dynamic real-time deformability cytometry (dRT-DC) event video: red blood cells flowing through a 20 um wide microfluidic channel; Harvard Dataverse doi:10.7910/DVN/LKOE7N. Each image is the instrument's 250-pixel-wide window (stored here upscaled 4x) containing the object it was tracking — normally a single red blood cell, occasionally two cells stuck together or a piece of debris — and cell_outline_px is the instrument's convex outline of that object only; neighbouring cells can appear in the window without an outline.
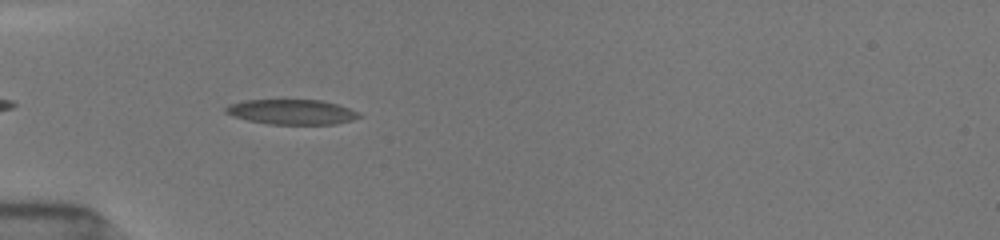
{"species": "common noctule bat (a hibernating species)", "species_latin": "Nyctalus noctula", "temperature_condition": "room temperature", "stored_images_in_passage": 42, "camera_frame_rate_fps": 3000, "um_per_image_px": 0.085, "animal": {"sex": "female", "body_mass_g": 19.5, "forearm_length_mm": 54.1}, "frame": {"image": 1, "passage_image": 4, "time_ms": 1.0, "image_size_px": [1000, 240], "cell_outline_px": [[360, 116], [352, 120], [336, 124], [268, 124], [248, 120], [232, 116], [224, 112], [224, 108], [228, 104], [244, 100], [320, 100], [336, 104], [360, 112]], "centroid_in_image_um": [24.76, 9.51], "position_along_channel_um": 60.2, "area_um2": 19.42}}
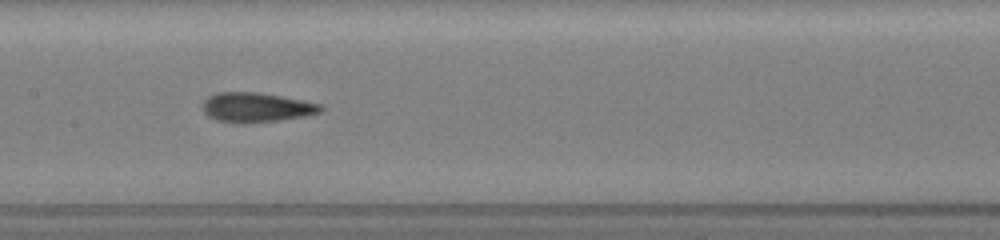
{"frame": {"image": 2, "passage_image": 16, "time_ms": 4.333, "image_size_px": [1000, 240], "cell_outline_px": [[324, 108], [320, 112], [304, 116], [276, 120], [236, 124], [216, 120], [208, 116], [204, 112], [200, 104], [208, 96], [216, 92], [256, 92], [280, 96], [320, 104]], "centroid_in_image_um": [21.7, 9.13], "position_along_channel_um": 185.7, "area_um2": 20.29}}
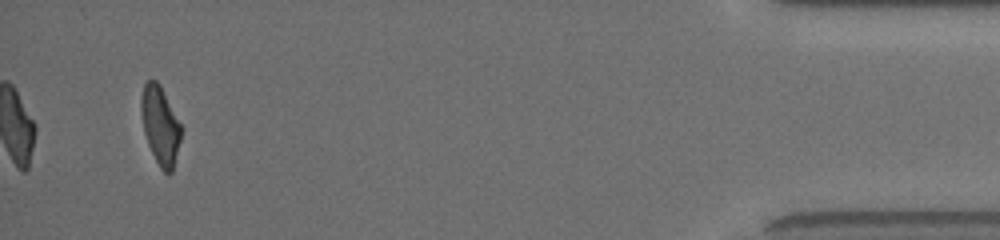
{"frame": {"image": 3, "passage_image": 42, "time_ms": 12.0, "image_size_px": [1000, 240], "cell_outline_px": [[184, 128], [172, 172], [164, 172], [160, 168], [148, 144], [144, 132], [140, 108], [140, 100], [144, 84], [148, 80], [156, 80], [160, 84]], "centroid_in_image_um": [13.65, 10.63], "position_along_channel_um": 421.6, "area_um2": 18.44}, "authors_computed_cell_mechanics": {"area_um2": 19.7387, "velocity_mm_per_s": 3.9666, "shape_relaxation_time_tau1_ms": 3.9486, "shape_relaxation_time_tau2_ms": 1.6441, "deformation_change_tau1": 0.1554, "deformation_change_tau2": 0.1002}}